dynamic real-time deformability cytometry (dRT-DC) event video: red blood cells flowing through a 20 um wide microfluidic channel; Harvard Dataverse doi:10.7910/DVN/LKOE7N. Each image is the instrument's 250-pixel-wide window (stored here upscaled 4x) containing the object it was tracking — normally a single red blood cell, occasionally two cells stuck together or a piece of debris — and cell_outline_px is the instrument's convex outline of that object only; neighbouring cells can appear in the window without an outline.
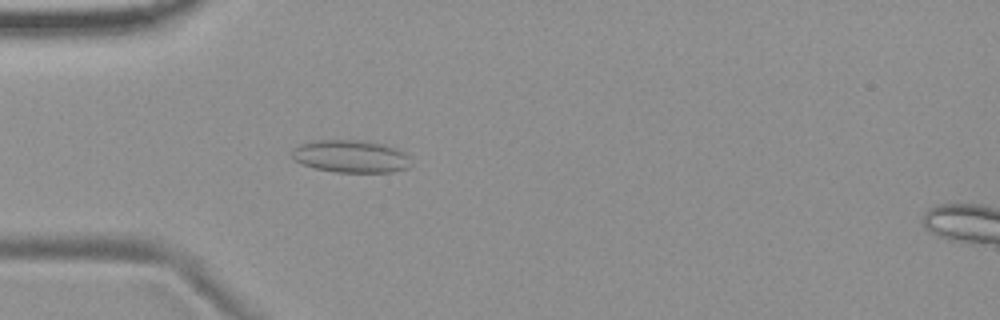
{"species": "common noctule bat (a hibernating species)", "species_latin": "Nyctalus noctula", "temperature_condition": "room temperature", "stored_images_in_passage": 54, "camera_frame_rate_fps": 3000, "um_per_image_px": 0.085, "animal": {"sex": "female", "body_mass_g": 19.9}, "frame": {"image": 1, "passage_image": 16, "time_ms": 5.0, "image_size_px": [1000, 320], "cell_outline_px": [[412, 164], [408, 168], [392, 172], [336, 172], [316, 168], [300, 164], [292, 156], [292, 148], [300, 144], [316, 140], [364, 140], [384, 144], [396, 148], [404, 152], [408, 156]], "centroid_in_image_um": [29.83, 13.28], "position_along_channel_um": 55.2, "area_um2": 22.72}}
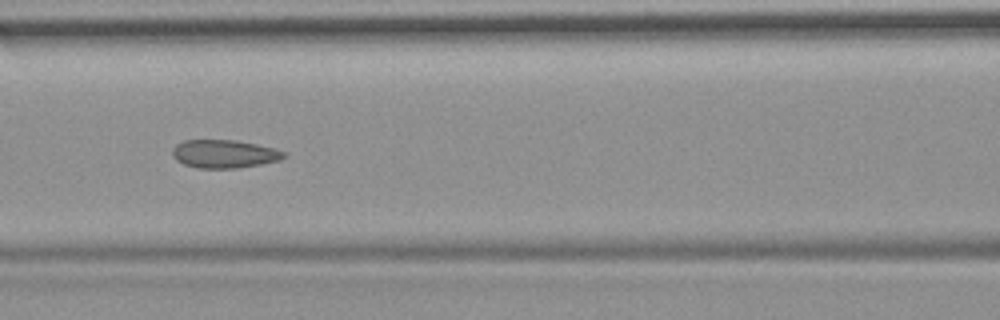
{"frame": {"image": 2, "passage_image": 24, "time_ms": 7.667, "image_size_px": [1000, 320], "cell_outline_px": [[288, 152], [280, 160], [260, 164], [236, 168], [196, 168], [184, 164], [176, 160], [172, 156], [172, 148], [176, 144], [184, 140], [236, 140], [276, 148]], "centroid_in_image_um": [19.05, 13.07], "position_along_channel_um": 147.5, "area_um2": 18.44}}
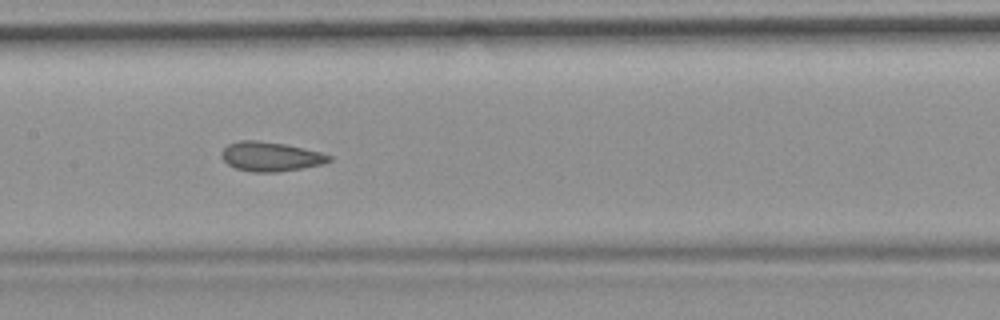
{"frame": {"image": 3, "passage_image": 27, "time_ms": 8.667, "image_size_px": [1000, 320], "cell_outline_px": [[332, 160], [324, 164], [276, 172], [252, 172], [236, 168], [228, 164], [220, 156], [220, 152], [228, 144], [240, 140], [256, 140], [284, 144], [320, 152], [332, 156]], "centroid_in_image_um": [22.98, 13.3], "position_along_channel_um": 184.4, "area_um2": 18.32}, "authors_computed_cell_mechanics": {"area_um2": 19.3052, "velocity_mm_per_s": 3.708, "shape_relaxation_time_tau1_ms": null, "shape_relaxation_time_tau2_ms": 1.617, "deformation_change_tau1": null, "deformation_change_tau2": 0.0875}}